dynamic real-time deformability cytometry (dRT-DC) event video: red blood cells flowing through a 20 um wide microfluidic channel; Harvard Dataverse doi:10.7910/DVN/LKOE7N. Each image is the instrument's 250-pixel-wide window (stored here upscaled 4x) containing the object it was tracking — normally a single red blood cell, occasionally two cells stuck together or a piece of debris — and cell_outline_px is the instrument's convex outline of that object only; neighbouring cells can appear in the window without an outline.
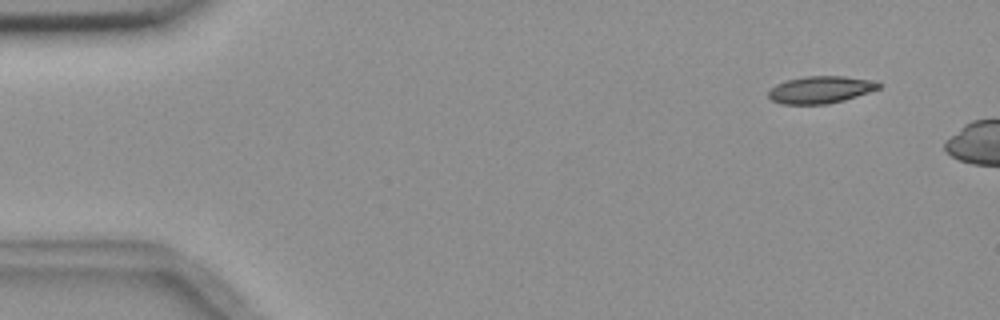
{"species": "common noctule bat (a hibernating species)", "species_latin": "Nyctalus noctula", "temperature_condition": "room temperature", "stored_images_in_passage": 4, "camera_frame_rate_fps": 3000, "um_per_image_px": 0.085, "animal": {"sex": "female", "body_mass_g": 18.4}, "frame": {"image": 1, "passage_image": 2, "time_ms": 1.0, "image_size_px": [1000, 320], "cell_outline_px": [[884, 84], [880, 88], [844, 100], [828, 104], [780, 104], [772, 100], [768, 96], [768, 92], [776, 84], [788, 80], [804, 76], [844, 76], [876, 80]], "centroid_in_image_um": [69.78, 7.62], "position_along_channel_um": 15.2, "area_um2": 17.57}}